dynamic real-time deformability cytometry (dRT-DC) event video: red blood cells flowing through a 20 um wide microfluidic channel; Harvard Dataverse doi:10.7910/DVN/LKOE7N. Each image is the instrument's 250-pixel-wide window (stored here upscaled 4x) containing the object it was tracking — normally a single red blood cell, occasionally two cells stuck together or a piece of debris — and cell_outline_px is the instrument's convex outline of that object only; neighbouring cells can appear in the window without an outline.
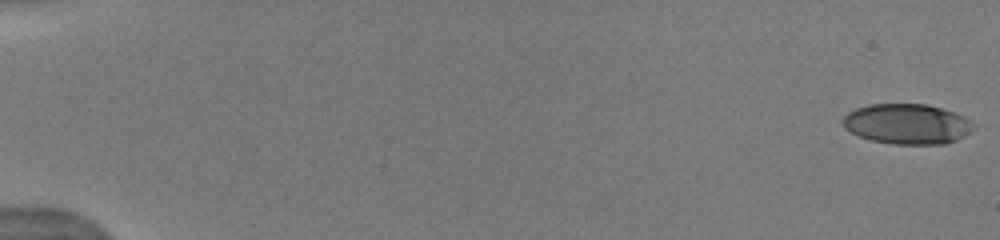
{"species": "human", "species_latin": "Homo sapiens", "temperature_condition": "warm", "stored_images_in_passage": 15, "camera_frame_rate_fps": 3000, "um_per_image_px": 0.085, "donor": {"sex": "male"}, "frame": {"image": 1, "passage_image": 1, "time_ms": 0.0, "image_size_px": [1000, 240], "cell_outline_px": [[984, 124], [964, 136], [956, 140], [944, 144], [892, 144], [872, 140], [860, 136], [844, 128], [840, 120], [848, 112], [856, 108], [868, 104], [928, 104], [964, 116]], "centroid_in_image_um": [77.18, 10.53], "position_along_channel_um": 7.8, "area_um2": 31.21}}